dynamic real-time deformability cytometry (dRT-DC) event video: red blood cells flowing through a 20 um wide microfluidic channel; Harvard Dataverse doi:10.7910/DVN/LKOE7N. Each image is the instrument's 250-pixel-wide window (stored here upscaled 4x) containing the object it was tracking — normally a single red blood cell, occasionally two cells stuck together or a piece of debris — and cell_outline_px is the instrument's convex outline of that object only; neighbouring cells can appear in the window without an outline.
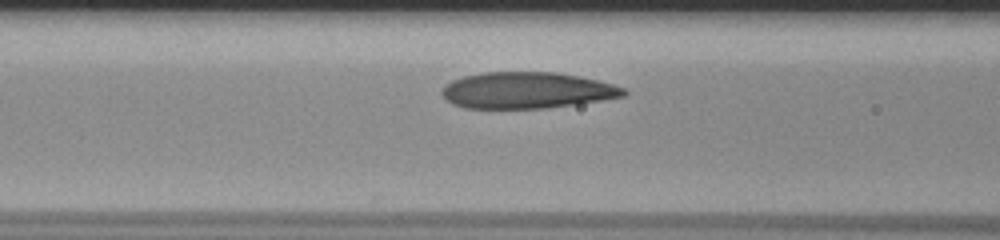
{"species": "human", "species_latin": "Homo sapiens", "temperature_condition": "room temperature", "stored_images_in_passage": 32, "camera_frame_rate_fps": 3000, "um_per_image_px": 0.085, "donor": {"sex": "male"}, "frame": {"image": 1, "passage_image": 9, "time_ms": 2.667, "image_size_px": [1000, 240], "cell_outline_px": [[628, 92], [624, 96], [576, 104], [548, 108], [464, 108], [452, 104], [444, 100], [440, 92], [444, 84], [452, 80], [464, 76], [484, 72], [560, 72], [580, 76], [612, 84], [624, 88]], "centroid_in_image_um": [44.73, 7.68], "position_along_channel_um": 121.9, "area_um2": 38.73}}
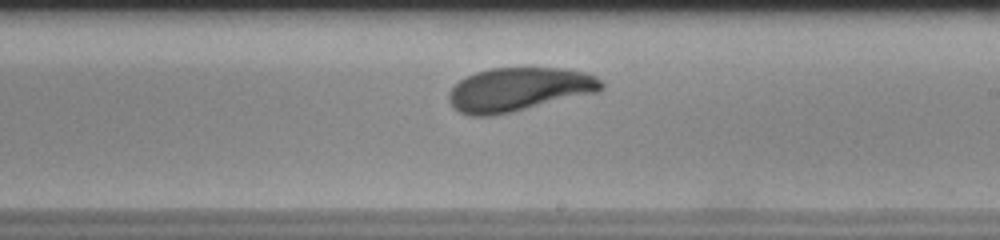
{"frame": {"image": 2, "passage_image": 19, "time_ms": 6.0, "image_size_px": [1000, 240], "cell_outline_px": [[604, 88], [600, 92], [512, 112], [492, 116], [468, 116], [460, 112], [448, 100], [448, 92], [460, 80], [476, 72], [492, 68], [560, 68], [588, 72], [596, 76], [604, 84]], "centroid_in_image_um": [44.15, 7.6], "position_along_channel_um": 244.9, "area_um2": 39.02}}
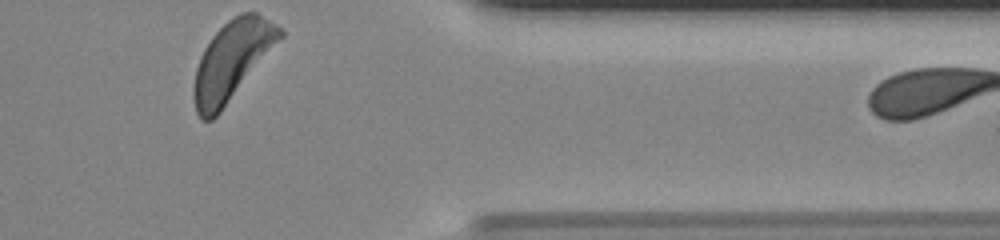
{"frame": {"image": 3, "passage_image": 32, "time_ms": 10.333, "image_size_px": [1000, 240], "cell_outline_px": [[284, 36], [220, 112], [212, 120], [200, 120], [196, 112], [192, 100], [192, 88], [196, 68], [200, 56], [204, 48], [212, 36], [228, 20], [240, 12], [260, 12], [276, 24], [284, 32]], "centroid_in_image_um": [19.7, 5.14], "position_along_channel_um": 391.7, "area_um2": 39.71}, "authors_computed_cell_mechanics": {"area_um2": 39.015, "velocity_mm_per_s": 3.7024, "shape_relaxation_time_tau1_ms": 2.2101, "shape_relaxation_time_tau2_ms": null, "deformation_change_tau1": 0.1252, "deformation_change_tau2": null}}